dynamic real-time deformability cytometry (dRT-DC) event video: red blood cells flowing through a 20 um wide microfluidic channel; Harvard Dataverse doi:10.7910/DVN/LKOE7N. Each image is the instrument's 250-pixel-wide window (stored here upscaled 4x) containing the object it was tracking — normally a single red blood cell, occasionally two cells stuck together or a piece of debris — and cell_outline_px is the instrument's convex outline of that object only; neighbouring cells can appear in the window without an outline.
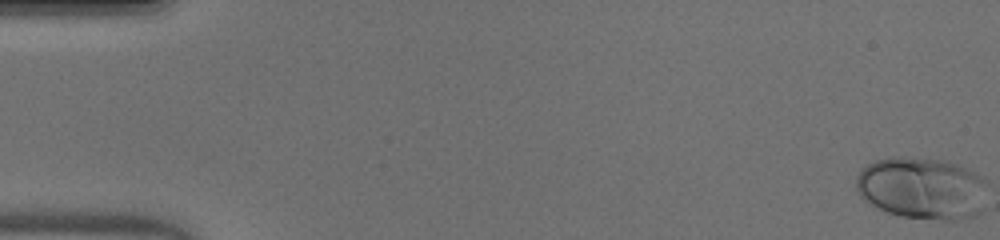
{"species": "human", "species_latin": "Homo sapiens", "temperature_condition": "warm", "stored_images_in_passage": 51, "camera_frame_rate_fps": 3000, "um_per_image_px": 0.085, "donor": {"sex": "male"}, "frame": {"image": 1, "passage_image": 1, "time_ms": 0.0, "image_size_px": [1000, 240], "cell_outline_px": [[984, 180], [980, 212], [976, 216], [956, 220], [944, 220], [900, 216], [888, 212], [872, 204], [860, 196], [856, 188], [856, 176], [868, 164], [876, 160], [892, 156], [900, 156], [940, 160], [956, 164], [980, 176]], "centroid_in_image_um": [78.32, 16.0], "position_along_channel_um": 6.7, "area_um2": 46.82}}
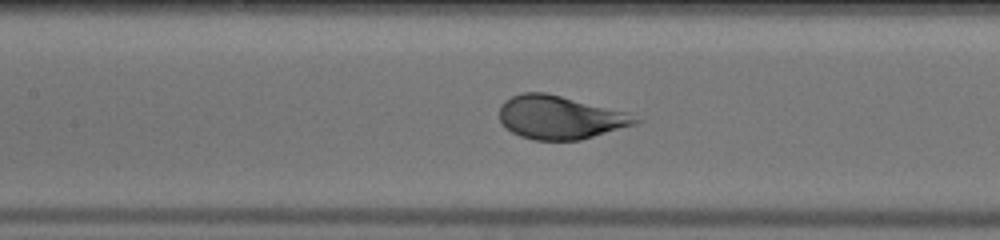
{"frame": {"image": 2, "passage_image": 24, "time_ms": 7.667, "image_size_px": [1000, 240], "cell_outline_px": [[640, 120], [636, 124], [580, 140], [536, 140], [520, 136], [512, 132], [500, 120], [500, 104], [504, 100], [520, 92], [544, 92], [628, 112]], "centroid_in_image_um": [47.58, 9.97], "position_along_channel_um": 159.8, "area_um2": 34.1}}
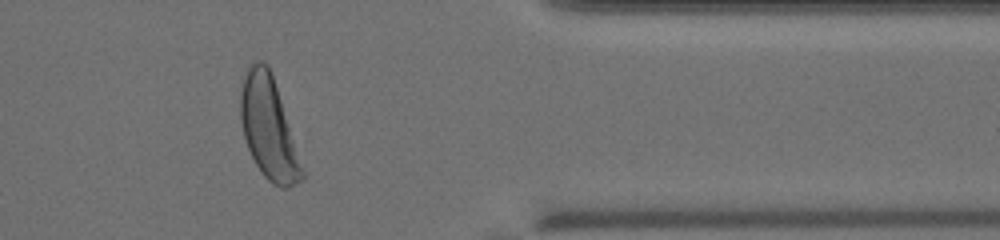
{"frame": {"image": 3, "passage_image": 42, "time_ms": 13.667, "image_size_px": [1000, 240], "cell_outline_px": [[304, 180], [288, 188], [280, 188], [272, 184], [264, 176], [256, 164], [248, 148], [244, 136], [240, 120], [240, 88], [248, 64], [252, 60], [264, 60], [268, 64], [272, 72], [304, 172]], "centroid_in_image_um": [22.81, 10.83], "position_along_channel_um": 388.6, "area_um2": 36.59}, "authors_computed_cell_mechanics": {"area_um2": 37.5122, "velocity_mm_per_s": 4.11, "shape_relaxation_time_tau1_ms": 2.3505, "shape_relaxation_time_tau2_ms": null, "deformation_change_tau1": 0.1778, "deformation_change_tau2": null}}